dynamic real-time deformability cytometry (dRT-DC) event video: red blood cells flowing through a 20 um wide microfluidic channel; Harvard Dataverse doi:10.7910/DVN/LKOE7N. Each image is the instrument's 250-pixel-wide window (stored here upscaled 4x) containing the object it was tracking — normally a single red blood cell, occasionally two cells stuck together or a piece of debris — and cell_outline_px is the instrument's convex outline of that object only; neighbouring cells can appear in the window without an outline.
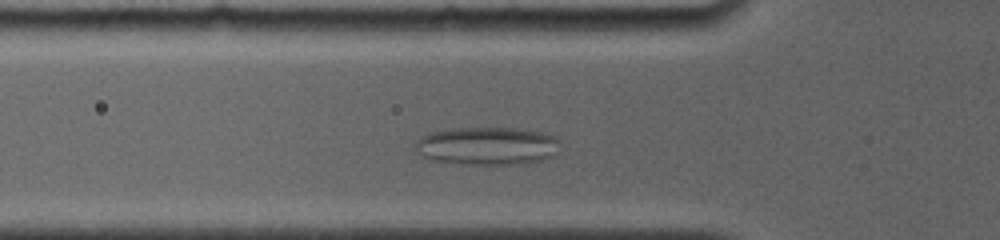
{"species": "common noctule bat (a hibernating species)", "species_latin": "Nyctalus noctula", "temperature_condition": "room temperature", "stored_images_in_passage": 37, "camera_frame_rate_fps": 4000, "um_per_image_px": 0.085, "animal": {"sex": "female", "body_mass_g": 19.0, "forearm_length_mm": 56.7}, "frame": {"image": 1, "passage_image": 5, "time_ms": 2.75, "image_size_px": [1000, 240], "cell_outline_px": [[560, 152], [556, 156], [544, 160], [524, 164], [460, 164], [428, 160], [416, 148], [416, 140], [432, 132], [452, 128], [516, 128], [540, 132], [556, 136], [560, 140]], "centroid_in_image_um": [41.51, 12.42], "position_along_channel_um": 84.3, "area_um2": 32.48}}
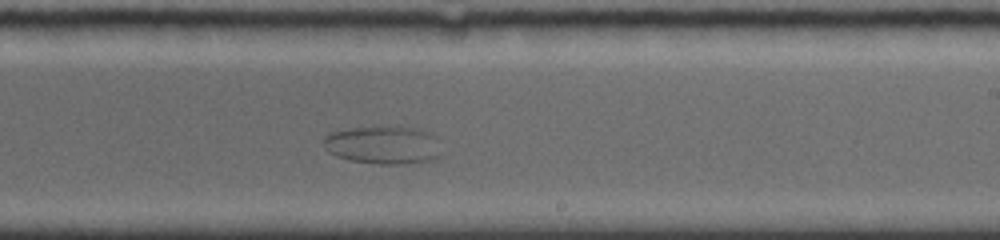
{"frame": {"image": 2, "passage_image": 20, "time_ms": 7.75, "image_size_px": [1000, 240], "cell_outline_px": [[444, 152], [436, 160], [404, 164], [380, 164], [348, 160], [336, 156], [328, 152], [324, 148], [324, 136], [332, 132], [348, 128], [420, 128], [432, 132], [436, 136]], "centroid_in_image_um": [32.65, 12.35], "position_along_channel_um": 256.3, "area_um2": 26.47}}
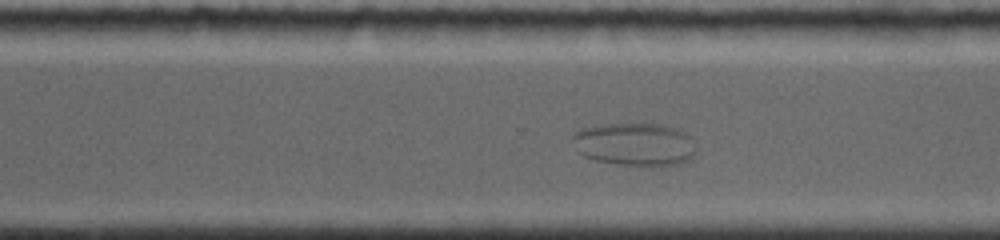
{"frame": {"image": 3, "passage_image": 26, "time_ms": 9.5, "image_size_px": [1000, 240], "cell_outline_px": [[696, 152], [688, 160], [680, 164], [620, 164], [596, 160], [584, 156], [576, 152], [572, 140], [572, 136], [580, 128], [596, 124], [664, 124], [680, 128], [692, 136], [696, 148]], "centroid_in_image_um": [53.96, 12.22], "position_along_channel_um": 316.6, "area_um2": 31.15}}